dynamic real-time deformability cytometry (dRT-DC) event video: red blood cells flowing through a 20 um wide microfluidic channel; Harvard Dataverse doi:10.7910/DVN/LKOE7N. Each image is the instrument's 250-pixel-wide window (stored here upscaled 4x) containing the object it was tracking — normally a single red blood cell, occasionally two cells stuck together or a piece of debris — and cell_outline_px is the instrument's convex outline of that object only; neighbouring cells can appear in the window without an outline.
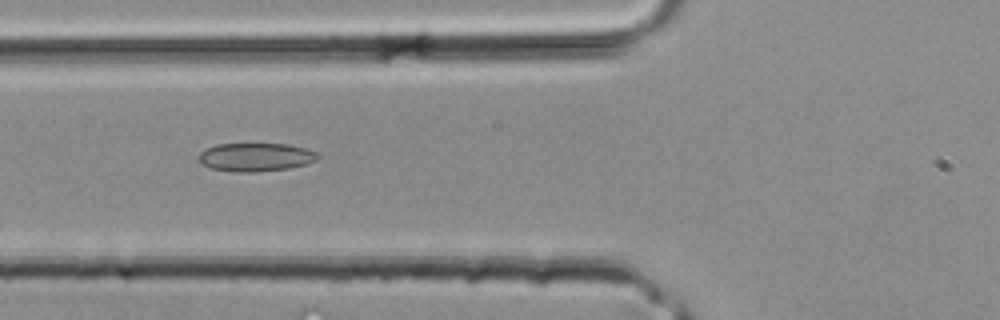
{"species": "common noctule bat (a hibernating species)", "species_latin": "Nyctalus noctula", "temperature_condition": "room temperature", "stored_images_in_passage": 7, "camera_frame_rate_fps": 3000, "um_per_image_px": 0.085, "animal": {"sex": "male", "body_mass_g": 20.4}, "frame": {"image": 1, "passage_image": 3, "time_ms": 0.667, "image_size_px": [1000, 320], "cell_outline_px": [[320, 156], [316, 160], [304, 164], [288, 168], [252, 172], [232, 172], [212, 168], [200, 164], [196, 160], [200, 152], [204, 148], [216, 144], [288, 144], [304, 148], [316, 152]], "centroid_in_image_um": [21.65, 13.35], "position_along_channel_um": 104.1, "area_um2": 19.77}}
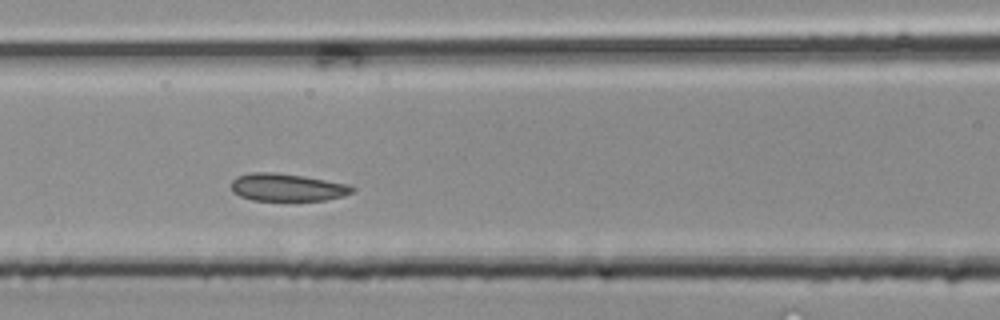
{"frame": {"image": 2, "passage_image": 5, "time_ms": 1.333, "image_size_px": [1000, 320], "cell_outline_px": [[356, 188], [352, 192], [344, 196], [324, 200], [252, 200], [240, 196], [232, 192], [232, 180], [236, 176], [252, 172], [272, 172], [304, 176], [348, 184]], "centroid_in_image_um": [24.4, 15.92], "position_along_channel_um": 142.2, "area_um2": 19.42}}
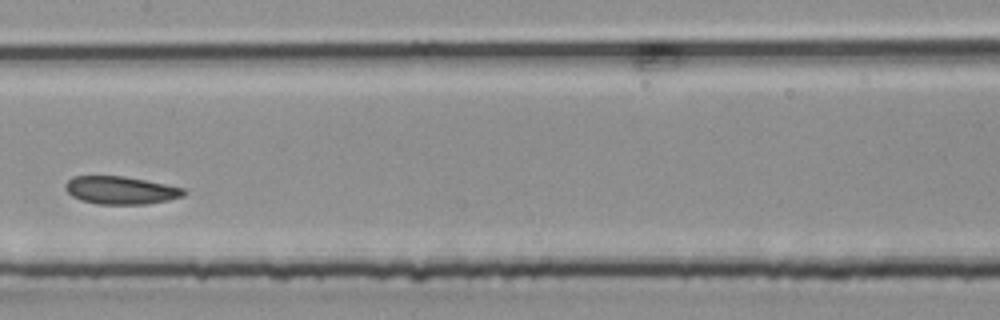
{"frame": {"image": 3, "passage_image": 6, "time_ms": 1.667, "image_size_px": [1000, 320], "cell_outline_px": [[188, 192], [184, 196], [168, 200], [144, 204], [96, 204], [80, 200], [72, 196], [64, 188], [64, 184], [72, 176], [124, 176], [184, 188]], "centroid_in_image_um": [10.24, 16.17], "position_along_channel_um": 197.2, "area_um2": 19.25}}